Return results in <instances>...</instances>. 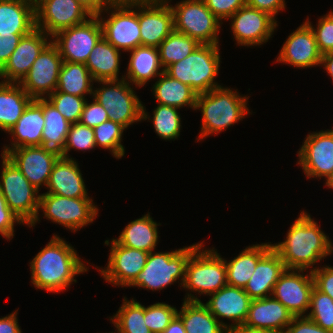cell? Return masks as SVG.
I'll return each mask as SVG.
<instances>
[{
  "instance_id": "cell-37",
  "label": "cell",
  "mask_w": 333,
  "mask_h": 333,
  "mask_svg": "<svg viewBox=\"0 0 333 333\" xmlns=\"http://www.w3.org/2000/svg\"><path fill=\"white\" fill-rule=\"evenodd\" d=\"M44 128L42 132V146L63 152L70 122L47 100L43 99Z\"/></svg>"
},
{
  "instance_id": "cell-50",
  "label": "cell",
  "mask_w": 333,
  "mask_h": 333,
  "mask_svg": "<svg viewBox=\"0 0 333 333\" xmlns=\"http://www.w3.org/2000/svg\"><path fill=\"white\" fill-rule=\"evenodd\" d=\"M311 273L314 287L333 299V267L330 265H324L323 267L315 266Z\"/></svg>"
},
{
  "instance_id": "cell-58",
  "label": "cell",
  "mask_w": 333,
  "mask_h": 333,
  "mask_svg": "<svg viewBox=\"0 0 333 333\" xmlns=\"http://www.w3.org/2000/svg\"><path fill=\"white\" fill-rule=\"evenodd\" d=\"M333 81V51L322 55L321 64Z\"/></svg>"
},
{
  "instance_id": "cell-22",
  "label": "cell",
  "mask_w": 333,
  "mask_h": 333,
  "mask_svg": "<svg viewBox=\"0 0 333 333\" xmlns=\"http://www.w3.org/2000/svg\"><path fill=\"white\" fill-rule=\"evenodd\" d=\"M321 58L312 27L305 21L288 36L276 61L304 69L320 66Z\"/></svg>"
},
{
  "instance_id": "cell-7",
  "label": "cell",
  "mask_w": 333,
  "mask_h": 333,
  "mask_svg": "<svg viewBox=\"0 0 333 333\" xmlns=\"http://www.w3.org/2000/svg\"><path fill=\"white\" fill-rule=\"evenodd\" d=\"M1 157L0 191L8 207L29 226L38 214L41 194L11 160Z\"/></svg>"
},
{
  "instance_id": "cell-53",
  "label": "cell",
  "mask_w": 333,
  "mask_h": 333,
  "mask_svg": "<svg viewBox=\"0 0 333 333\" xmlns=\"http://www.w3.org/2000/svg\"><path fill=\"white\" fill-rule=\"evenodd\" d=\"M246 5L267 12L274 18L286 8L285 0H246Z\"/></svg>"
},
{
  "instance_id": "cell-47",
  "label": "cell",
  "mask_w": 333,
  "mask_h": 333,
  "mask_svg": "<svg viewBox=\"0 0 333 333\" xmlns=\"http://www.w3.org/2000/svg\"><path fill=\"white\" fill-rule=\"evenodd\" d=\"M204 2L221 23L246 5V0H204Z\"/></svg>"
},
{
  "instance_id": "cell-21",
  "label": "cell",
  "mask_w": 333,
  "mask_h": 333,
  "mask_svg": "<svg viewBox=\"0 0 333 333\" xmlns=\"http://www.w3.org/2000/svg\"><path fill=\"white\" fill-rule=\"evenodd\" d=\"M51 38L37 27L22 36L8 62L0 70V79H3V82L20 83L28 74L35 59L52 41Z\"/></svg>"
},
{
  "instance_id": "cell-31",
  "label": "cell",
  "mask_w": 333,
  "mask_h": 333,
  "mask_svg": "<svg viewBox=\"0 0 333 333\" xmlns=\"http://www.w3.org/2000/svg\"><path fill=\"white\" fill-rule=\"evenodd\" d=\"M159 225L161 224L155 222L148 212V214L127 224L119 238L114 240L122 246L150 253L156 249L159 241Z\"/></svg>"
},
{
  "instance_id": "cell-14",
  "label": "cell",
  "mask_w": 333,
  "mask_h": 333,
  "mask_svg": "<svg viewBox=\"0 0 333 333\" xmlns=\"http://www.w3.org/2000/svg\"><path fill=\"white\" fill-rule=\"evenodd\" d=\"M62 64L59 50L51 41L35 59L28 74L19 84L33 100L44 99L56 90Z\"/></svg>"
},
{
  "instance_id": "cell-44",
  "label": "cell",
  "mask_w": 333,
  "mask_h": 333,
  "mask_svg": "<svg viewBox=\"0 0 333 333\" xmlns=\"http://www.w3.org/2000/svg\"><path fill=\"white\" fill-rule=\"evenodd\" d=\"M95 137L94 130L91 127L82 125L80 122L70 124L69 132L67 134L65 147L61 153L62 157L69 158L70 154L68 153L71 149H77L81 151H88L95 149Z\"/></svg>"
},
{
  "instance_id": "cell-10",
  "label": "cell",
  "mask_w": 333,
  "mask_h": 333,
  "mask_svg": "<svg viewBox=\"0 0 333 333\" xmlns=\"http://www.w3.org/2000/svg\"><path fill=\"white\" fill-rule=\"evenodd\" d=\"M100 88L93 90L92 98L107 111L109 120L119 123L126 129L135 122L142 121V102L133 86L124 79L98 81ZM132 86V87H131Z\"/></svg>"
},
{
  "instance_id": "cell-16",
  "label": "cell",
  "mask_w": 333,
  "mask_h": 333,
  "mask_svg": "<svg viewBox=\"0 0 333 333\" xmlns=\"http://www.w3.org/2000/svg\"><path fill=\"white\" fill-rule=\"evenodd\" d=\"M172 0H138V22L142 46L158 47L174 30Z\"/></svg>"
},
{
  "instance_id": "cell-46",
  "label": "cell",
  "mask_w": 333,
  "mask_h": 333,
  "mask_svg": "<svg viewBox=\"0 0 333 333\" xmlns=\"http://www.w3.org/2000/svg\"><path fill=\"white\" fill-rule=\"evenodd\" d=\"M311 27L316 37V43L320 53L323 55L333 51V11L322 16L316 24V28L311 24L308 17L305 20Z\"/></svg>"
},
{
  "instance_id": "cell-51",
  "label": "cell",
  "mask_w": 333,
  "mask_h": 333,
  "mask_svg": "<svg viewBox=\"0 0 333 333\" xmlns=\"http://www.w3.org/2000/svg\"><path fill=\"white\" fill-rule=\"evenodd\" d=\"M284 333H333L325 330L307 316H294Z\"/></svg>"
},
{
  "instance_id": "cell-55",
  "label": "cell",
  "mask_w": 333,
  "mask_h": 333,
  "mask_svg": "<svg viewBox=\"0 0 333 333\" xmlns=\"http://www.w3.org/2000/svg\"><path fill=\"white\" fill-rule=\"evenodd\" d=\"M83 6L91 15H97L102 12L107 6L115 3L118 0H76Z\"/></svg>"
},
{
  "instance_id": "cell-45",
  "label": "cell",
  "mask_w": 333,
  "mask_h": 333,
  "mask_svg": "<svg viewBox=\"0 0 333 333\" xmlns=\"http://www.w3.org/2000/svg\"><path fill=\"white\" fill-rule=\"evenodd\" d=\"M177 309L166 303L144 306V322L152 333H162L177 314Z\"/></svg>"
},
{
  "instance_id": "cell-48",
  "label": "cell",
  "mask_w": 333,
  "mask_h": 333,
  "mask_svg": "<svg viewBox=\"0 0 333 333\" xmlns=\"http://www.w3.org/2000/svg\"><path fill=\"white\" fill-rule=\"evenodd\" d=\"M88 102L89 101L86 100L79 121L82 125L94 128L109 119L106 109L94 98L91 103Z\"/></svg>"
},
{
  "instance_id": "cell-27",
  "label": "cell",
  "mask_w": 333,
  "mask_h": 333,
  "mask_svg": "<svg viewBox=\"0 0 333 333\" xmlns=\"http://www.w3.org/2000/svg\"><path fill=\"white\" fill-rule=\"evenodd\" d=\"M285 270L286 267L279 254L271 248L258 261L244 291L252 300L270 297L275 283Z\"/></svg>"
},
{
  "instance_id": "cell-52",
  "label": "cell",
  "mask_w": 333,
  "mask_h": 333,
  "mask_svg": "<svg viewBox=\"0 0 333 333\" xmlns=\"http://www.w3.org/2000/svg\"><path fill=\"white\" fill-rule=\"evenodd\" d=\"M26 34H12V36H0V70L8 62L11 54L19 44L22 36Z\"/></svg>"
},
{
  "instance_id": "cell-1",
  "label": "cell",
  "mask_w": 333,
  "mask_h": 333,
  "mask_svg": "<svg viewBox=\"0 0 333 333\" xmlns=\"http://www.w3.org/2000/svg\"><path fill=\"white\" fill-rule=\"evenodd\" d=\"M29 265L34 287L52 293L66 290L77 282L75 276L88 271L74 247L55 234Z\"/></svg>"
},
{
  "instance_id": "cell-15",
  "label": "cell",
  "mask_w": 333,
  "mask_h": 333,
  "mask_svg": "<svg viewBox=\"0 0 333 333\" xmlns=\"http://www.w3.org/2000/svg\"><path fill=\"white\" fill-rule=\"evenodd\" d=\"M36 27L49 36L85 22L92 15L76 0H41L35 6Z\"/></svg>"
},
{
  "instance_id": "cell-32",
  "label": "cell",
  "mask_w": 333,
  "mask_h": 333,
  "mask_svg": "<svg viewBox=\"0 0 333 333\" xmlns=\"http://www.w3.org/2000/svg\"><path fill=\"white\" fill-rule=\"evenodd\" d=\"M121 51L103 37L91 51L85 66L94 81L119 80Z\"/></svg>"
},
{
  "instance_id": "cell-29",
  "label": "cell",
  "mask_w": 333,
  "mask_h": 333,
  "mask_svg": "<svg viewBox=\"0 0 333 333\" xmlns=\"http://www.w3.org/2000/svg\"><path fill=\"white\" fill-rule=\"evenodd\" d=\"M124 79L136 87H142L154 77L164 72L160 63L158 47L137 46L132 49ZM161 69V70H160ZM127 77V78H126Z\"/></svg>"
},
{
  "instance_id": "cell-25",
  "label": "cell",
  "mask_w": 333,
  "mask_h": 333,
  "mask_svg": "<svg viewBox=\"0 0 333 333\" xmlns=\"http://www.w3.org/2000/svg\"><path fill=\"white\" fill-rule=\"evenodd\" d=\"M293 318V314L281 302L270 296L251 300L244 324L284 333Z\"/></svg>"
},
{
  "instance_id": "cell-40",
  "label": "cell",
  "mask_w": 333,
  "mask_h": 333,
  "mask_svg": "<svg viewBox=\"0 0 333 333\" xmlns=\"http://www.w3.org/2000/svg\"><path fill=\"white\" fill-rule=\"evenodd\" d=\"M178 109L173 106L157 104L153 110V118H150L145 106L142 105V120H153L155 133L163 140L172 141V139H177L181 132V117Z\"/></svg>"
},
{
  "instance_id": "cell-35",
  "label": "cell",
  "mask_w": 333,
  "mask_h": 333,
  "mask_svg": "<svg viewBox=\"0 0 333 333\" xmlns=\"http://www.w3.org/2000/svg\"><path fill=\"white\" fill-rule=\"evenodd\" d=\"M177 315L186 333H227L202 301H184Z\"/></svg>"
},
{
  "instance_id": "cell-59",
  "label": "cell",
  "mask_w": 333,
  "mask_h": 333,
  "mask_svg": "<svg viewBox=\"0 0 333 333\" xmlns=\"http://www.w3.org/2000/svg\"><path fill=\"white\" fill-rule=\"evenodd\" d=\"M325 186H327L333 190V176L327 183H325Z\"/></svg>"
},
{
  "instance_id": "cell-5",
  "label": "cell",
  "mask_w": 333,
  "mask_h": 333,
  "mask_svg": "<svg viewBox=\"0 0 333 333\" xmlns=\"http://www.w3.org/2000/svg\"><path fill=\"white\" fill-rule=\"evenodd\" d=\"M203 242L192 252L186 263L182 285L190 293L184 301H201L197 295H210L227 285L226 265L216 249H203Z\"/></svg>"
},
{
  "instance_id": "cell-6",
  "label": "cell",
  "mask_w": 333,
  "mask_h": 333,
  "mask_svg": "<svg viewBox=\"0 0 333 333\" xmlns=\"http://www.w3.org/2000/svg\"><path fill=\"white\" fill-rule=\"evenodd\" d=\"M201 243L176 249L171 252H150L146 264L130 287L159 291L173 283L182 287L187 260Z\"/></svg>"
},
{
  "instance_id": "cell-39",
  "label": "cell",
  "mask_w": 333,
  "mask_h": 333,
  "mask_svg": "<svg viewBox=\"0 0 333 333\" xmlns=\"http://www.w3.org/2000/svg\"><path fill=\"white\" fill-rule=\"evenodd\" d=\"M200 43L183 33L173 30L158 46L160 63L164 70L191 54Z\"/></svg>"
},
{
  "instance_id": "cell-19",
  "label": "cell",
  "mask_w": 333,
  "mask_h": 333,
  "mask_svg": "<svg viewBox=\"0 0 333 333\" xmlns=\"http://www.w3.org/2000/svg\"><path fill=\"white\" fill-rule=\"evenodd\" d=\"M286 269L272 291V297L281 302L293 316H306L310 307L314 281L311 271ZM305 274V275H304Z\"/></svg>"
},
{
  "instance_id": "cell-3",
  "label": "cell",
  "mask_w": 333,
  "mask_h": 333,
  "mask_svg": "<svg viewBox=\"0 0 333 333\" xmlns=\"http://www.w3.org/2000/svg\"><path fill=\"white\" fill-rule=\"evenodd\" d=\"M248 99L249 96H240L237 89L233 91L223 86L197 94L195 110L202 113V125L196 140L221 133L244 119L246 114L251 113L247 107Z\"/></svg>"
},
{
  "instance_id": "cell-41",
  "label": "cell",
  "mask_w": 333,
  "mask_h": 333,
  "mask_svg": "<svg viewBox=\"0 0 333 333\" xmlns=\"http://www.w3.org/2000/svg\"><path fill=\"white\" fill-rule=\"evenodd\" d=\"M126 128L112 120L104 121L93 128L96 147L109 149L111 154L120 159L125 154L124 146L121 144L122 135Z\"/></svg>"
},
{
  "instance_id": "cell-56",
  "label": "cell",
  "mask_w": 333,
  "mask_h": 333,
  "mask_svg": "<svg viewBox=\"0 0 333 333\" xmlns=\"http://www.w3.org/2000/svg\"><path fill=\"white\" fill-rule=\"evenodd\" d=\"M162 333H186L181 318L176 314Z\"/></svg>"
},
{
  "instance_id": "cell-33",
  "label": "cell",
  "mask_w": 333,
  "mask_h": 333,
  "mask_svg": "<svg viewBox=\"0 0 333 333\" xmlns=\"http://www.w3.org/2000/svg\"><path fill=\"white\" fill-rule=\"evenodd\" d=\"M32 100L19 83L1 81L0 130L8 132L17 123Z\"/></svg>"
},
{
  "instance_id": "cell-34",
  "label": "cell",
  "mask_w": 333,
  "mask_h": 333,
  "mask_svg": "<svg viewBox=\"0 0 333 333\" xmlns=\"http://www.w3.org/2000/svg\"><path fill=\"white\" fill-rule=\"evenodd\" d=\"M159 77L152 87L158 104L173 106L179 110L190 106L195 110L197 93L189 85L170 77L165 72Z\"/></svg>"
},
{
  "instance_id": "cell-9",
  "label": "cell",
  "mask_w": 333,
  "mask_h": 333,
  "mask_svg": "<svg viewBox=\"0 0 333 333\" xmlns=\"http://www.w3.org/2000/svg\"><path fill=\"white\" fill-rule=\"evenodd\" d=\"M40 210H43L45 218L53 223L61 224L72 232L93 223L99 212L97 205L90 197L71 198L43 193L40 196L38 214L29 227L35 226L40 221Z\"/></svg>"
},
{
  "instance_id": "cell-8",
  "label": "cell",
  "mask_w": 333,
  "mask_h": 333,
  "mask_svg": "<svg viewBox=\"0 0 333 333\" xmlns=\"http://www.w3.org/2000/svg\"><path fill=\"white\" fill-rule=\"evenodd\" d=\"M103 11H109V18H101ZM103 11L97 16L102 26L103 38L107 42L125 52L141 46L138 0H118Z\"/></svg>"
},
{
  "instance_id": "cell-43",
  "label": "cell",
  "mask_w": 333,
  "mask_h": 333,
  "mask_svg": "<svg viewBox=\"0 0 333 333\" xmlns=\"http://www.w3.org/2000/svg\"><path fill=\"white\" fill-rule=\"evenodd\" d=\"M47 100L72 123H77L81 119L82 111L86 102L85 97H78L64 92L54 91Z\"/></svg>"
},
{
  "instance_id": "cell-13",
  "label": "cell",
  "mask_w": 333,
  "mask_h": 333,
  "mask_svg": "<svg viewBox=\"0 0 333 333\" xmlns=\"http://www.w3.org/2000/svg\"><path fill=\"white\" fill-rule=\"evenodd\" d=\"M297 154L307 178L324 177L327 183L333 176V129L308 133Z\"/></svg>"
},
{
  "instance_id": "cell-60",
  "label": "cell",
  "mask_w": 333,
  "mask_h": 333,
  "mask_svg": "<svg viewBox=\"0 0 333 333\" xmlns=\"http://www.w3.org/2000/svg\"><path fill=\"white\" fill-rule=\"evenodd\" d=\"M25 1L30 2L36 6L41 0H25Z\"/></svg>"
},
{
  "instance_id": "cell-30",
  "label": "cell",
  "mask_w": 333,
  "mask_h": 333,
  "mask_svg": "<svg viewBox=\"0 0 333 333\" xmlns=\"http://www.w3.org/2000/svg\"><path fill=\"white\" fill-rule=\"evenodd\" d=\"M272 248L271 242L246 247L226 265L227 285L245 288L252 277L258 261Z\"/></svg>"
},
{
  "instance_id": "cell-18",
  "label": "cell",
  "mask_w": 333,
  "mask_h": 333,
  "mask_svg": "<svg viewBox=\"0 0 333 333\" xmlns=\"http://www.w3.org/2000/svg\"><path fill=\"white\" fill-rule=\"evenodd\" d=\"M111 245L107 267L98 269L106 282L114 286H130L144 268L149 252L118 244L114 238L105 241Z\"/></svg>"
},
{
  "instance_id": "cell-20",
  "label": "cell",
  "mask_w": 333,
  "mask_h": 333,
  "mask_svg": "<svg viewBox=\"0 0 333 333\" xmlns=\"http://www.w3.org/2000/svg\"><path fill=\"white\" fill-rule=\"evenodd\" d=\"M38 190L48 184L53 166L61 156L43 146L19 147L5 155Z\"/></svg>"
},
{
  "instance_id": "cell-36",
  "label": "cell",
  "mask_w": 333,
  "mask_h": 333,
  "mask_svg": "<svg viewBox=\"0 0 333 333\" xmlns=\"http://www.w3.org/2000/svg\"><path fill=\"white\" fill-rule=\"evenodd\" d=\"M93 82L95 81L85 64L63 61L56 91L78 97H86L88 94L92 96Z\"/></svg>"
},
{
  "instance_id": "cell-23",
  "label": "cell",
  "mask_w": 333,
  "mask_h": 333,
  "mask_svg": "<svg viewBox=\"0 0 333 333\" xmlns=\"http://www.w3.org/2000/svg\"><path fill=\"white\" fill-rule=\"evenodd\" d=\"M209 296L211 298L203 304L227 331L244 324L252 300L244 288L226 285ZM219 318H227L233 324H225Z\"/></svg>"
},
{
  "instance_id": "cell-38",
  "label": "cell",
  "mask_w": 333,
  "mask_h": 333,
  "mask_svg": "<svg viewBox=\"0 0 333 333\" xmlns=\"http://www.w3.org/2000/svg\"><path fill=\"white\" fill-rule=\"evenodd\" d=\"M117 333H152L144 322V305L126 297L116 314L109 319Z\"/></svg>"
},
{
  "instance_id": "cell-54",
  "label": "cell",
  "mask_w": 333,
  "mask_h": 333,
  "mask_svg": "<svg viewBox=\"0 0 333 333\" xmlns=\"http://www.w3.org/2000/svg\"><path fill=\"white\" fill-rule=\"evenodd\" d=\"M17 311L0 318V333H22L18 324Z\"/></svg>"
},
{
  "instance_id": "cell-57",
  "label": "cell",
  "mask_w": 333,
  "mask_h": 333,
  "mask_svg": "<svg viewBox=\"0 0 333 333\" xmlns=\"http://www.w3.org/2000/svg\"><path fill=\"white\" fill-rule=\"evenodd\" d=\"M227 333H278L266 329L254 328L245 324L238 325L227 331Z\"/></svg>"
},
{
  "instance_id": "cell-17",
  "label": "cell",
  "mask_w": 333,
  "mask_h": 333,
  "mask_svg": "<svg viewBox=\"0 0 333 333\" xmlns=\"http://www.w3.org/2000/svg\"><path fill=\"white\" fill-rule=\"evenodd\" d=\"M231 30L237 45L260 46L272 38L278 26L269 13L245 5L231 17Z\"/></svg>"
},
{
  "instance_id": "cell-2",
  "label": "cell",
  "mask_w": 333,
  "mask_h": 333,
  "mask_svg": "<svg viewBox=\"0 0 333 333\" xmlns=\"http://www.w3.org/2000/svg\"><path fill=\"white\" fill-rule=\"evenodd\" d=\"M286 269L308 270L333 253V244L310 214L301 211L283 242L272 244Z\"/></svg>"
},
{
  "instance_id": "cell-4",
  "label": "cell",
  "mask_w": 333,
  "mask_h": 333,
  "mask_svg": "<svg viewBox=\"0 0 333 333\" xmlns=\"http://www.w3.org/2000/svg\"><path fill=\"white\" fill-rule=\"evenodd\" d=\"M219 44H200L183 60L169 65L164 72L189 85L197 94L221 87L215 81L220 66Z\"/></svg>"
},
{
  "instance_id": "cell-11",
  "label": "cell",
  "mask_w": 333,
  "mask_h": 333,
  "mask_svg": "<svg viewBox=\"0 0 333 333\" xmlns=\"http://www.w3.org/2000/svg\"><path fill=\"white\" fill-rule=\"evenodd\" d=\"M170 7L174 14V30L200 44H219L221 21L207 8L204 0H183Z\"/></svg>"
},
{
  "instance_id": "cell-42",
  "label": "cell",
  "mask_w": 333,
  "mask_h": 333,
  "mask_svg": "<svg viewBox=\"0 0 333 333\" xmlns=\"http://www.w3.org/2000/svg\"><path fill=\"white\" fill-rule=\"evenodd\" d=\"M310 312L307 317L325 330L333 332V299L315 287L311 293Z\"/></svg>"
},
{
  "instance_id": "cell-26",
  "label": "cell",
  "mask_w": 333,
  "mask_h": 333,
  "mask_svg": "<svg viewBox=\"0 0 333 333\" xmlns=\"http://www.w3.org/2000/svg\"><path fill=\"white\" fill-rule=\"evenodd\" d=\"M78 165L74 158L60 156L53 166L45 193L71 198L89 197Z\"/></svg>"
},
{
  "instance_id": "cell-28",
  "label": "cell",
  "mask_w": 333,
  "mask_h": 333,
  "mask_svg": "<svg viewBox=\"0 0 333 333\" xmlns=\"http://www.w3.org/2000/svg\"><path fill=\"white\" fill-rule=\"evenodd\" d=\"M35 28V5L25 0H0L1 37L28 34Z\"/></svg>"
},
{
  "instance_id": "cell-24",
  "label": "cell",
  "mask_w": 333,
  "mask_h": 333,
  "mask_svg": "<svg viewBox=\"0 0 333 333\" xmlns=\"http://www.w3.org/2000/svg\"><path fill=\"white\" fill-rule=\"evenodd\" d=\"M44 123L43 99L32 100L17 123L7 132L13 139L9 147L3 146L1 154L6 155L10 150L19 147L42 146Z\"/></svg>"
},
{
  "instance_id": "cell-12",
  "label": "cell",
  "mask_w": 333,
  "mask_h": 333,
  "mask_svg": "<svg viewBox=\"0 0 333 333\" xmlns=\"http://www.w3.org/2000/svg\"><path fill=\"white\" fill-rule=\"evenodd\" d=\"M103 37L102 26L97 15H92L85 22L63 29L52 36L65 62L85 64L88 57Z\"/></svg>"
},
{
  "instance_id": "cell-49",
  "label": "cell",
  "mask_w": 333,
  "mask_h": 333,
  "mask_svg": "<svg viewBox=\"0 0 333 333\" xmlns=\"http://www.w3.org/2000/svg\"><path fill=\"white\" fill-rule=\"evenodd\" d=\"M24 224L21 219L8 207L0 191V234L10 240L14 236V224Z\"/></svg>"
}]
</instances>
